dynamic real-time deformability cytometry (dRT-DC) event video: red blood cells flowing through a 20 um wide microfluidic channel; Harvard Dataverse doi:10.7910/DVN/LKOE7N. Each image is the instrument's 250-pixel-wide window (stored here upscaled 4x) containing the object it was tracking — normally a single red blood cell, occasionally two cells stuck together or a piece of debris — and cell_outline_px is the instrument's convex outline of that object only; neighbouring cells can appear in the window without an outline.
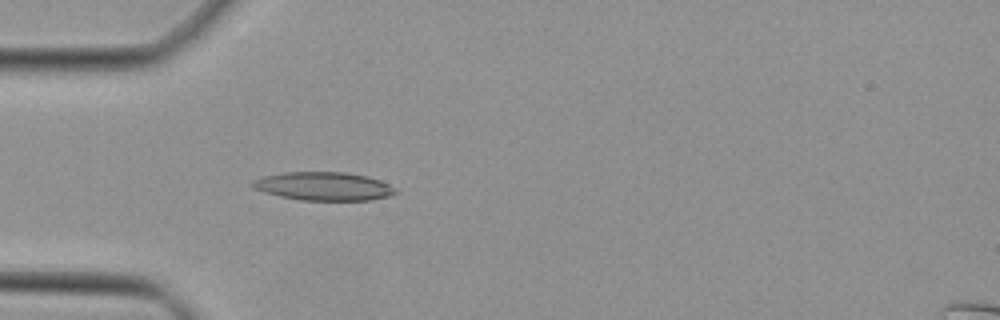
{"species": "Egyptian fruit bat (a non-hibernating species)", "species_latin": "Rousettus aegyptiacus", "temperature_condition": "cold", "stored_images_in_passage": 12, "camera_frame_rate_fps": 3000, "um_per_image_px": 0.085, "animal": {"sex": "female"}, "frame": {"image": 1, "passage_image": 1, "time_ms": 0.0, "image_size_px": [1000, 320], "cell_outline_px": [[400, 192], [392, 196], [368, 200], [300, 200], [280, 196], [264, 192], [256, 188], [252, 184], [252, 180], [264, 176], [284, 172], [348, 172], [368, 176], [380, 180], [388, 184]], "centroid_in_image_um": [27.57, 15.83], "position_along_channel_um": 57.4, "area_um2": 23.7}}
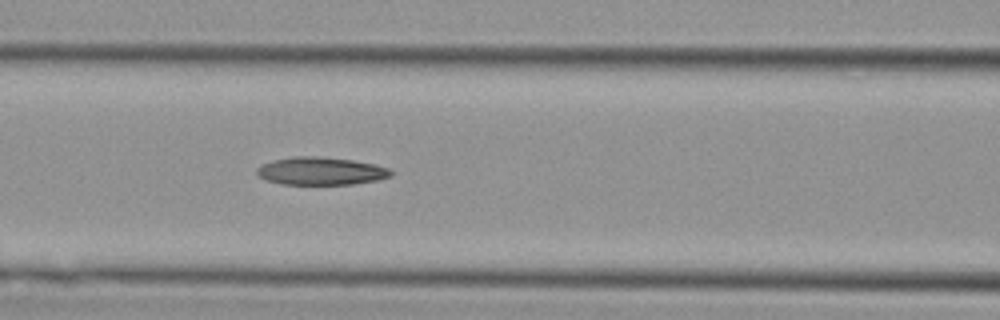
{"frame": {"image": 2, "passage_image": 7, "time_ms": 2.0, "image_size_px": [1000, 320], "cell_outline_px": [[392, 176], [376, 180], [352, 184], [280, 184], [268, 180], [260, 176], [256, 172], [256, 168], [260, 164], [272, 160], [292, 156], [320, 156], [352, 160], [392, 168]], "centroid_in_image_um": [27.26, 14.53], "position_along_channel_um": 139.3, "area_um2": 21.79}}
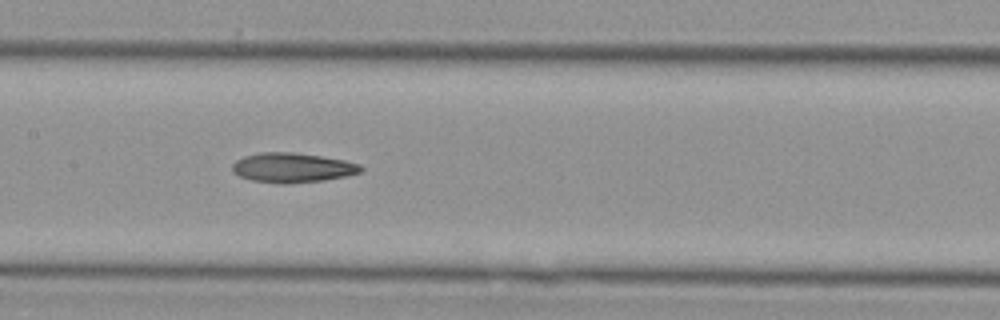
{"frame": {"image": 3, "passage_image": 10, "time_ms": 3.0, "image_size_px": [1000, 320], "cell_outline_px": [[364, 168], [360, 172], [348, 176], [324, 180], [288, 184], [280, 184], [252, 180], [240, 176], [232, 172], [232, 164], [236, 160], [244, 156], [260, 152], [296, 152], [344, 160], [360, 164]], "centroid_in_image_um": [24.85, 14.25], "position_along_channel_um": 182.5, "area_um2": 22.37}}